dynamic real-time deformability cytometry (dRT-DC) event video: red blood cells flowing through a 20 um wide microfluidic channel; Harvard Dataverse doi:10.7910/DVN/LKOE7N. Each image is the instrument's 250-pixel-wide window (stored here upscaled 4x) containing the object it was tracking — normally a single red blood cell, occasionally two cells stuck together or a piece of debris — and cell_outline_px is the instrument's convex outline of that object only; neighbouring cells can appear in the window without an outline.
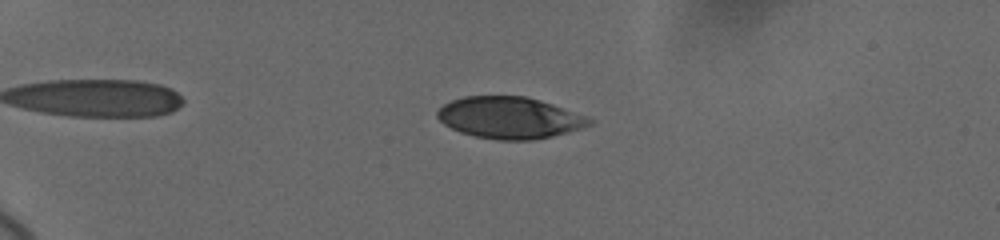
{"species": "human", "species_latin": "Homo sapiens", "temperature_condition": "cold", "stored_images_in_passage": 25, "camera_frame_rate_fps": 3000, "um_per_image_px": 0.085, "donor": {"sex": "female"}, "frame": {"image": 1, "passage_image": 14, "time_ms": 5.0, "image_size_px": [1000, 240], "cell_outline_px": [[596, 120], [592, 124], [568, 132], [552, 136], [532, 140], [500, 140], [476, 136], [460, 132], [444, 124], [436, 116], [436, 112], [444, 104], [452, 100], [464, 96], [524, 96], [540, 100], [552, 104]], "centroid_in_image_um": [43.3, 10.0], "position_along_channel_um": 41.7, "area_um2": 36.65}}
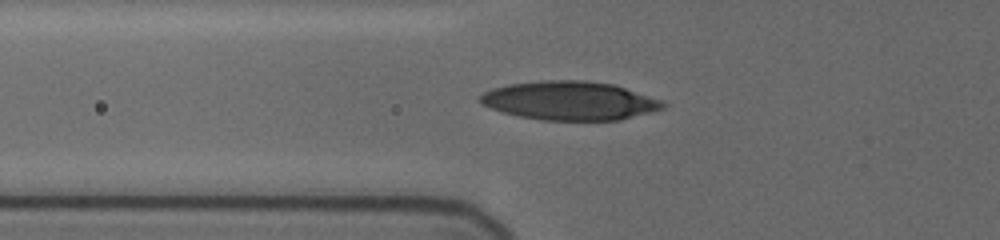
{"frame": {"image": 2, "passage_image": 22, "time_ms": 7.667, "image_size_px": [1000, 240], "cell_outline_px": [[668, 104], [664, 108], [652, 112], [620, 120], [540, 120], [520, 116], [504, 112], [480, 104], [480, 96], [484, 92], [492, 88], [508, 84], [544, 80], [584, 80], [612, 84], [664, 100]], "centroid_in_image_um": [48.46, 8.56], "position_along_channel_um": 77.3, "area_um2": 41.33}}
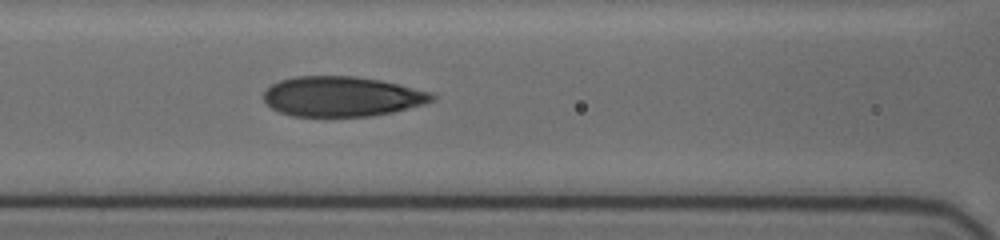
{"frame": {"image": 3, "passage_image": 25, "time_ms": 9.333, "image_size_px": [1000, 240], "cell_outline_px": [[436, 100], [424, 104], [392, 112], [372, 116], [292, 116], [280, 112], [272, 108], [264, 100], [264, 92], [272, 84], [280, 80], [296, 76], [356, 76], [380, 80], [432, 92], [436, 96]], "centroid_in_image_um": [29.08, 8.2], "position_along_channel_um": 137.5, "area_um2": 39.25}}